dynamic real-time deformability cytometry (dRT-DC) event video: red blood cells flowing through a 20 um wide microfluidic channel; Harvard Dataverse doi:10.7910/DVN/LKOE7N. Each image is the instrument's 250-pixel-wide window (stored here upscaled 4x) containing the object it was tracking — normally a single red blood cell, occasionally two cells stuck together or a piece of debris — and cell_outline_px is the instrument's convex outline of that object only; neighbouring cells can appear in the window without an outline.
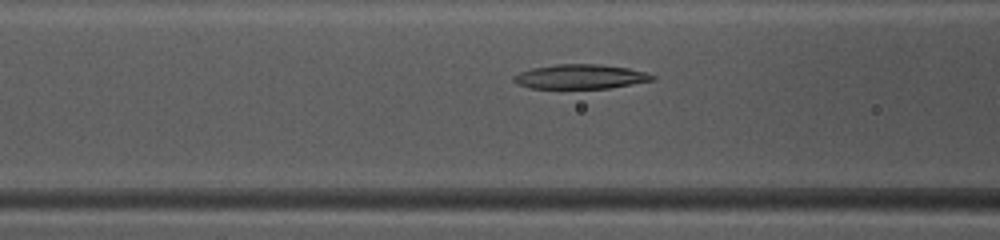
{"species": "common noctule bat (a hibernating species)", "species_latin": "Nyctalus noctula", "temperature_condition": "warm", "stored_images_in_passage": 44, "camera_frame_rate_fps": 3000, "um_per_image_px": 0.085, "animal": {"sex": "female", "body_mass_g": 10.0, "forearm_length_mm": 53.1}, "frame": {"image": 1, "passage_image": 19, "time_ms": 6.0, "image_size_px": [1000, 240], "cell_outline_px": [[656, 80], [608, 88], [528, 88], [512, 80], [512, 76], [520, 72], [532, 68], [556, 64], [600, 64], [628, 68], [648, 72], [656, 76]], "centroid_in_image_um": [49.37, 6.51], "position_along_channel_um": 117.2, "area_um2": 19.83}}
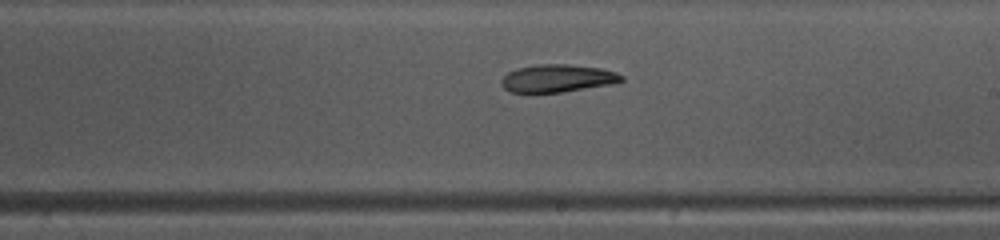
{"frame": {"image": 2, "passage_image": 28, "time_ms": 9.0, "image_size_px": [1000, 240], "cell_outline_px": [[624, 80], [612, 84], [564, 92], [508, 92], [500, 84], [500, 80], [508, 72], [516, 68], [536, 64], [568, 64], [600, 68], [616, 72], [624, 76]], "centroid_in_image_um": [47.37, 6.65], "position_along_channel_um": 241.6, "area_um2": 19.54}}
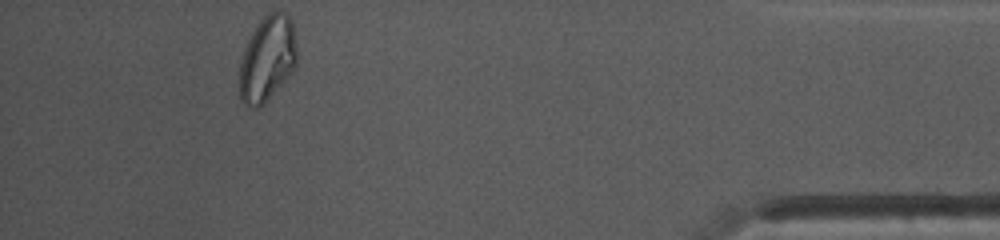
{"frame": {"image": 3, "passage_image": 44, "time_ms": 14.333, "image_size_px": [1000, 240], "cell_outline_px": [[296, 64], [292, 72], [256, 108], [248, 108], [240, 100], [240, 60], [244, 48], [256, 24], [268, 12], [284, 12], [292, 20], [296, 48]], "centroid_in_image_um": [22.7, 4.95], "position_along_channel_um": 412.5, "area_um2": 28.09}, "authors_computed_cell_mechanics": {"area_um2": 21.7328, "velocity_mm_per_s": 4.1336, "shape_relaxation_time_tau1_ms": 7.6408, "shape_relaxation_time_tau2_ms": 4.8784, "deformation_change_tau1": 0.2136, "deformation_change_tau2": 0.1146}}